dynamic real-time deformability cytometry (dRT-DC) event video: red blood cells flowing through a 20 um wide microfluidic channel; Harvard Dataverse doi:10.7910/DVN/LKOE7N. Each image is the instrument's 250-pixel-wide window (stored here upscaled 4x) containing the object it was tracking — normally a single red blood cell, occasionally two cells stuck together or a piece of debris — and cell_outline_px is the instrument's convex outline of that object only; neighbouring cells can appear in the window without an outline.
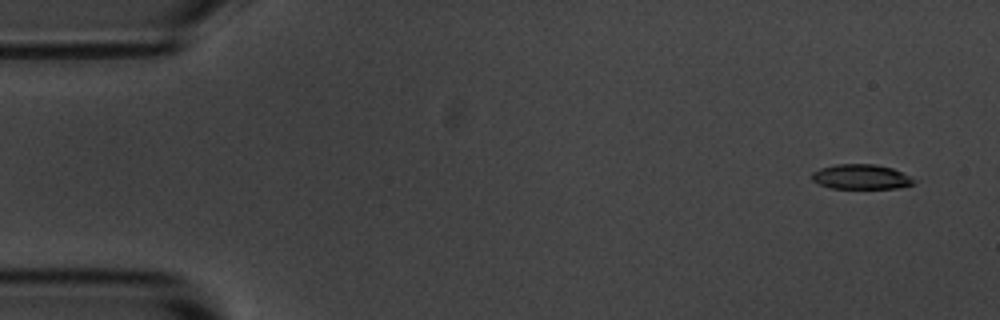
{"species": "common noctule bat (a hibernating species)", "species_latin": "Nyctalus noctula", "temperature_condition": "room temperature", "stored_images_in_passage": 4, "camera_frame_rate_fps": 3000, "um_per_image_px": 0.085, "animal": {"sex": "male", "body_mass_g": 20.1, "forearm_length_mm": 53.5}, "frame": {"image": 1, "passage_image": 1, "time_ms": 0.0, "image_size_px": [1000, 320], "cell_outline_px": [[916, 184], [896, 188], [832, 188], [820, 184], [812, 180], [812, 172], [820, 168], [836, 164], [876, 164], [892, 168], [916, 180]], "centroid_in_image_um": [73.19, 15.02], "position_along_channel_um": 11.8, "area_um2": 14.68}}